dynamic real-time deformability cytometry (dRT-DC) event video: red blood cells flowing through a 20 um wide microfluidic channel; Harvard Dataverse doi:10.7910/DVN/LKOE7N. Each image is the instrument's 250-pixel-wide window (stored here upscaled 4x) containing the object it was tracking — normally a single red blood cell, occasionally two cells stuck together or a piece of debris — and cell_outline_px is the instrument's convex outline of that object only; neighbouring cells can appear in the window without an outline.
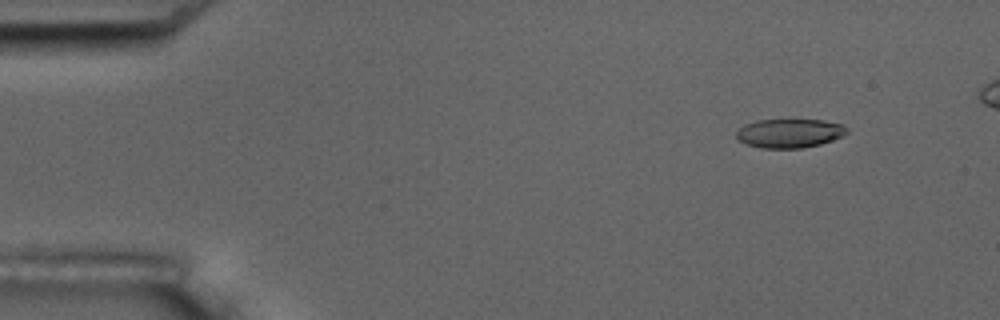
{"species": "common noctule bat (a hibernating species)", "species_latin": "Nyctalus noctula", "temperature_condition": "room temperature", "stored_images_in_passage": 6, "camera_frame_rate_fps": 3000, "um_per_image_px": 0.085, "animal": {"sex": "male", "body_mass_g": 17.5, "forearm_length_mm": 52.3}, "frame": {"image": 1, "passage_image": 2, "time_ms": 1.0, "image_size_px": [1000, 320], "cell_outline_px": [[848, 132], [844, 136], [820, 144], [800, 148], [760, 148], [748, 144], [740, 140], [736, 136], [736, 132], [744, 124], [756, 120], [824, 120], [844, 124], [848, 128]], "centroid_in_image_um": [67.15, 11.32], "position_along_channel_um": 17.9, "area_um2": 18.67}}